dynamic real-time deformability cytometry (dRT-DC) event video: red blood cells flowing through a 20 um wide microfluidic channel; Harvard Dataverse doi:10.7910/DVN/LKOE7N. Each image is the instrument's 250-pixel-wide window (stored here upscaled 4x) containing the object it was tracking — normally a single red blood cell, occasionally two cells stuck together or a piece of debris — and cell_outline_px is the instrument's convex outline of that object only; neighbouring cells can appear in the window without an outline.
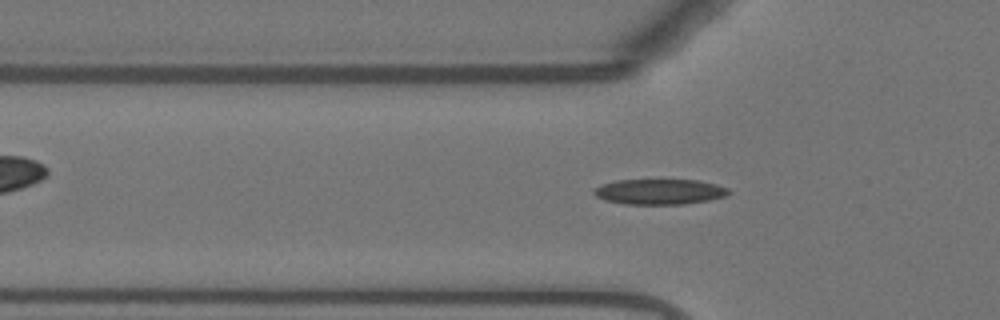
{"species": "Egyptian fruit bat (a non-hibernating species)", "species_latin": "Rousettus aegyptiacus", "temperature_condition": "warm", "stored_images_in_passage": 37, "camera_frame_rate_fps": 3000, "um_per_image_px": 0.085, "animal": {"sex": "female"}, "frame": {"image": 1, "passage_image": 2, "time_ms": 0.333, "image_size_px": [1000, 320], "cell_outline_px": [[732, 192], [724, 196], [708, 200], [684, 204], [624, 204], [604, 200], [596, 196], [592, 192], [596, 188], [604, 184], [616, 180], [700, 180], [716, 184], [728, 188]], "centroid_in_image_um": [56.08, 16.29], "position_along_channel_um": 69.7, "area_um2": 19.88}}
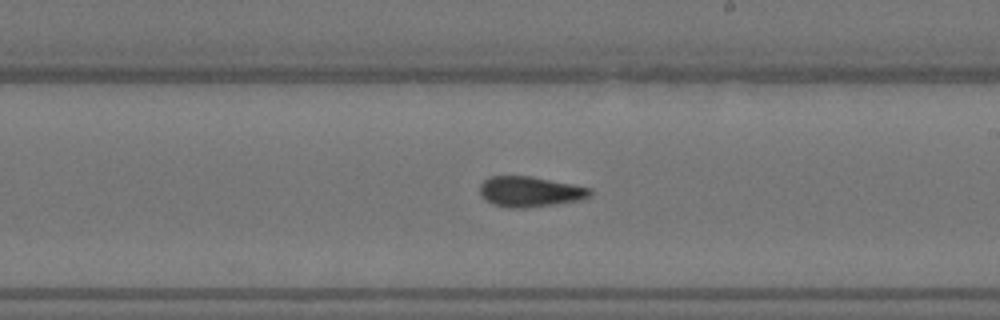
{"frame": {"image": 2, "passage_image": 16, "time_ms": 5.0, "image_size_px": [1000, 320], "cell_outline_px": [[592, 196], [580, 200], [556, 204], [524, 208], [508, 208], [492, 204], [484, 200], [480, 192], [480, 184], [488, 176], [528, 176], [572, 184], [592, 188]], "centroid_in_image_um": [45.04, 16.3], "position_along_channel_um": 244.0, "area_um2": 19.65}}
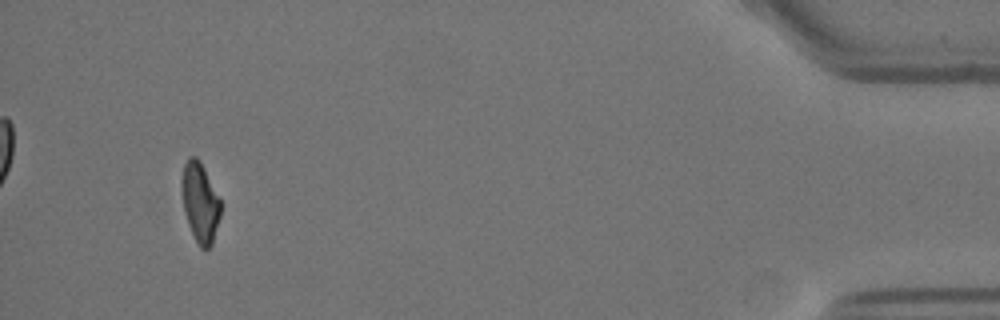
{"frame": {"image": 3, "passage_image": 36, "time_ms": 11.667, "image_size_px": [1000, 320], "cell_outline_px": [[220, 216], [212, 244], [208, 248], [200, 248], [188, 224], [184, 212], [180, 188], [180, 180], [184, 164], [188, 156], [196, 156], [200, 160], [220, 200]], "centroid_in_image_um": [16.97, 17.16], "position_along_channel_um": 418.2, "area_um2": 18.09}}